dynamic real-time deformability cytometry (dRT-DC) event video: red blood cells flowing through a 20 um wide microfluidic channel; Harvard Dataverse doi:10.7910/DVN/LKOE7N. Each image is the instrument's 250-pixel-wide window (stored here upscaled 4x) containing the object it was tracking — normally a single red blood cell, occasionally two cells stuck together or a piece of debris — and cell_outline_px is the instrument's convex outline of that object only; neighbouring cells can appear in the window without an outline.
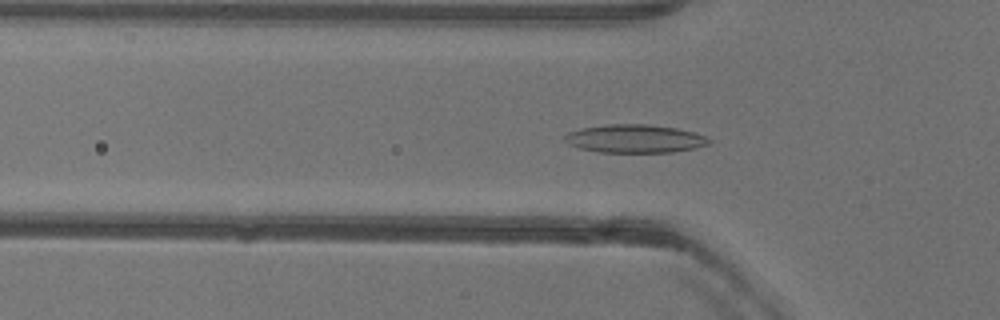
{"species": "common noctule bat (a hibernating species)", "species_latin": "Nyctalus noctula", "temperature_condition": "warm", "stored_images_in_passage": 51, "camera_frame_rate_fps": 3000, "um_per_image_px": 0.085, "animal": {"sex": "female"}, "frame": {"image": 1, "passage_image": 16, "time_ms": 5.0, "image_size_px": [1000, 320], "cell_outline_px": [[712, 140], [708, 144], [696, 148], [672, 152], [596, 152], [580, 148], [568, 144], [564, 140], [564, 136], [568, 132], [580, 128], [608, 124], [648, 124], [676, 128], [692, 132], [704, 136]], "centroid_in_image_um": [53.93, 11.79], "position_along_channel_um": 71.9, "area_um2": 23.76}}
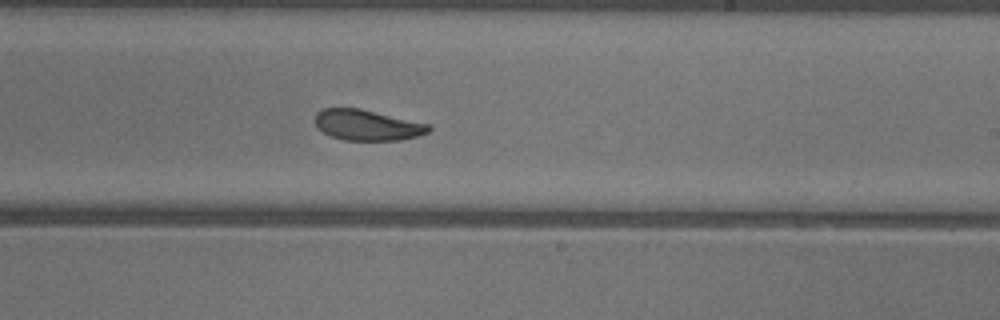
{"frame": {"image": 2, "passage_image": 30, "time_ms": 9.667, "image_size_px": [1000, 320], "cell_outline_px": [[432, 128], [428, 132], [416, 136], [400, 140], [344, 140], [332, 136], [316, 128], [316, 112], [324, 108], [360, 108], [432, 124]], "centroid_in_image_um": [31.24, 10.62], "position_along_channel_um": 257.8, "area_um2": 20.4}}
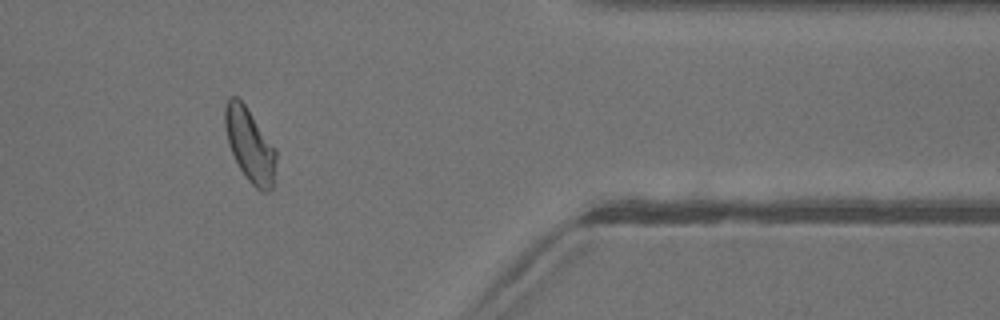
{"frame": {"image": 3, "passage_image": 42, "time_ms": 13.667, "image_size_px": [1000, 320], "cell_outline_px": [[276, 160], [272, 188], [268, 192], [260, 192], [248, 180], [240, 168], [228, 144], [224, 128], [224, 108], [228, 96], [236, 96], [244, 104], [276, 148]], "centroid_in_image_um": [21.22, 12.32], "position_along_channel_um": 390.2, "area_um2": 21.85}, "authors_computed_cell_mechanics": {"area_um2": 22.0796, "velocity_mm_per_s": 3.9703, "shape_relaxation_time_tau1_ms": 6.5508, "shape_relaxation_time_tau2_ms": 2.6668, "deformation_change_tau1": 0.1724, "deformation_change_tau2": 0.0789}}